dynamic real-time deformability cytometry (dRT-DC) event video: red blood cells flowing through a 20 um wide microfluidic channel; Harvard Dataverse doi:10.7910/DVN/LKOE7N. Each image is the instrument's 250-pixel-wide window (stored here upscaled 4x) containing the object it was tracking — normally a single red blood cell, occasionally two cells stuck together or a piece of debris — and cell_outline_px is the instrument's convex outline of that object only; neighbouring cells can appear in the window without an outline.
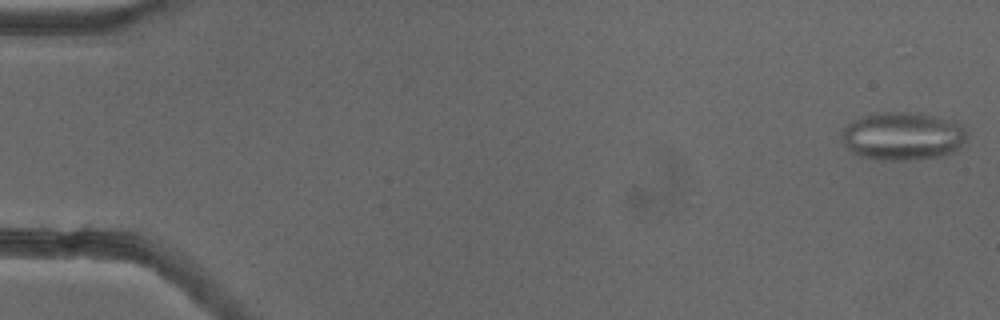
{"species": "common noctule bat (a hibernating species)", "species_latin": "Nyctalus noctula", "temperature_condition": "cold", "stored_images_in_passage": 22, "camera_frame_rate_fps": 3000, "um_per_image_px": 0.085, "animal": {"sex": "female"}, "frame": {"image": 1, "passage_image": 1, "time_ms": 0.0, "image_size_px": [1000, 320], "cell_outline_px": [[968, 136], [952, 152], [944, 156], [908, 160], [876, 160], [860, 156], [852, 152], [844, 144], [840, 136], [844, 128], [852, 120], [860, 116], [876, 112], [916, 112], [956, 120], [964, 128]], "centroid_in_image_um": [76.71, 11.55], "position_along_channel_um": 8.3, "area_um2": 35.55}}